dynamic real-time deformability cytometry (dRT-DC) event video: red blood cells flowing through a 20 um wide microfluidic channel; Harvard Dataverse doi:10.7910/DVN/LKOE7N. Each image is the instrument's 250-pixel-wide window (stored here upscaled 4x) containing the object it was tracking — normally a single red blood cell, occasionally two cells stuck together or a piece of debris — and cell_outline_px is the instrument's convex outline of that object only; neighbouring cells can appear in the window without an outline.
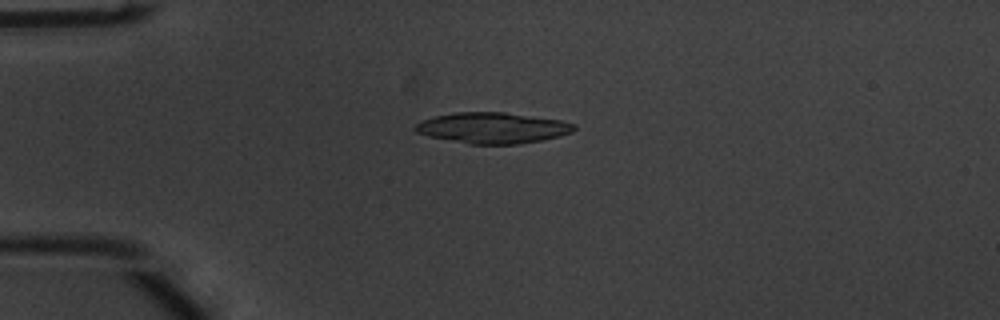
{"species": "common noctule bat (a hibernating species)", "species_latin": "Nyctalus noctula", "temperature_condition": "warm", "stored_images_in_passage": 44, "camera_frame_rate_fps": 3000, "um_per_image_px": 0.085, "animal": {"sex": "male", "body_mass_g": 20.1, "forearm_length_mm": 53.5}, "frame": {"image": 1, "passage_image": 4, "time_ms": 1.0, "image_size_px": [1000, 320], "cell_outline_px": [[576, 128], [572, 132], [560, 136], [544, 140], [516, 144], [468, 144], [428, 136], [416, 132], [416, 124], [420, 120], [432, 116], [452, 112], [504, 112], [560, 120], [576, 124]], "centroid_in_image_um": [41.86, 10.87], "position_along_channel_um": 43.1, "area_um2": 28.73}}
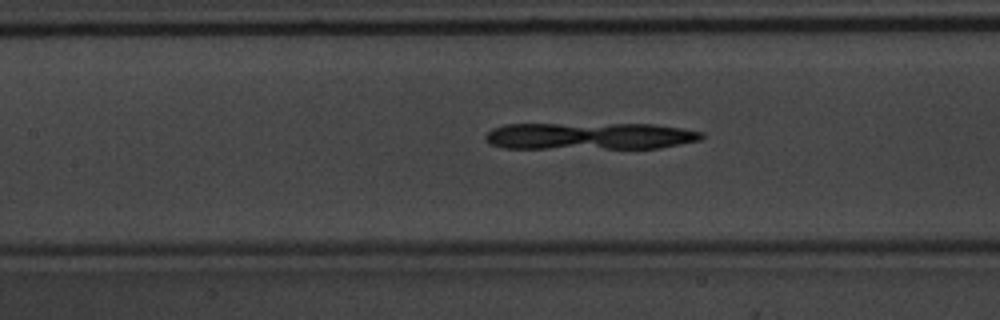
{"frame": {"image": 2, "passage_image": 15, "time_ms": 4.667, "image_size_px": [1000, 320], "cell_outline_px": [[704, 136], [700, 140], [660, 148], [504, 148], [492, 144], [484, 140], [484, 136], [492, 128], [504, 124], [652, 124], [680, 128], [704, 132]], "centroid_in_image_um": [50.11, 11.56], "position_along_channel_um": 157.3, "area_um2": 34.1}}
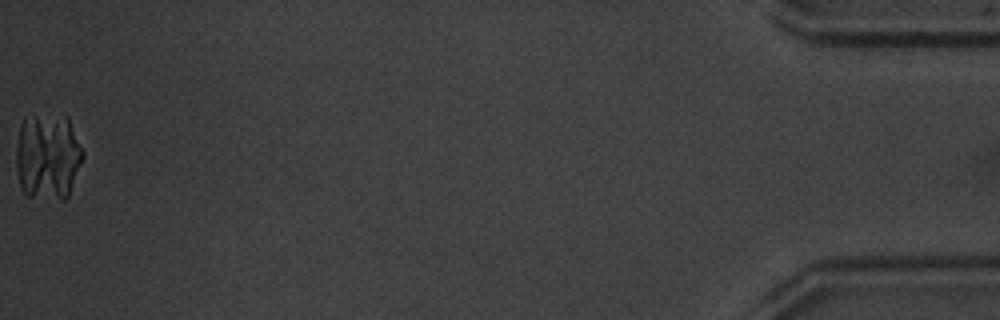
{"frame": {"image": 3, "passage_image": 44, "time_ms": 14.333, "image_size_px": [1000, 320], "cell_outline_px": [[84, 156], [68, 196], [64, 200], [60, 200], [28, 196], [20, 188], [16, 168], [16, 148], [20, 124], [32, 112], [68, 116], [84, 152]], "centroid_in_image_um": [4.05, 13.26], "position_along_channel_um": 431.1, "area_um2": 34.56}}